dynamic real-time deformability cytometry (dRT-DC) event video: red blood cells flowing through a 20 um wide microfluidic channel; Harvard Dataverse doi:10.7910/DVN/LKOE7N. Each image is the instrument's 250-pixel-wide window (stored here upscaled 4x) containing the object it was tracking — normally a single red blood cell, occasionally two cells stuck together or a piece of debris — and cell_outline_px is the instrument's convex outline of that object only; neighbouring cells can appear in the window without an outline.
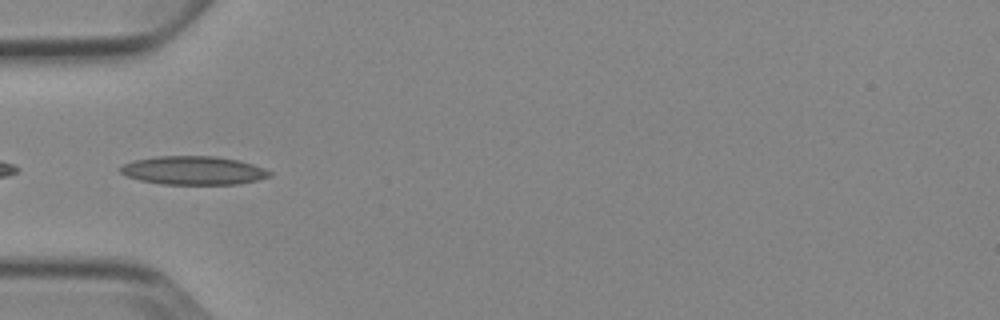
{"species": "Egyptian fruit bat (a non-hibernating species)", "species_latin": "Rousettus aegyptiacus", "temperature_condition": "cold", "stored_images_in_passage": 5, "camera_frame_rate_fps": 3000, "um_per_image_px": 0.085, "animal": {"sex": "female"}, "frame": {"image": 1, "passage_image": 5, "time_ms": 5.333, "image_size_px": [1000, 320], "cell_outline_px": [[272, 176], [256, 180], [236, 184], [164, 184], [140, 180], [124, 176], [120, 172], [120, 168], [124, 164], [132, 160], [152, 156], [216, 156], [240, 160], [264, 168], [272, 172]], "centroid_in_image_um": [16.42, 14.48], "position_along_channel_um": 68.6, "area_um2": 24.97}}